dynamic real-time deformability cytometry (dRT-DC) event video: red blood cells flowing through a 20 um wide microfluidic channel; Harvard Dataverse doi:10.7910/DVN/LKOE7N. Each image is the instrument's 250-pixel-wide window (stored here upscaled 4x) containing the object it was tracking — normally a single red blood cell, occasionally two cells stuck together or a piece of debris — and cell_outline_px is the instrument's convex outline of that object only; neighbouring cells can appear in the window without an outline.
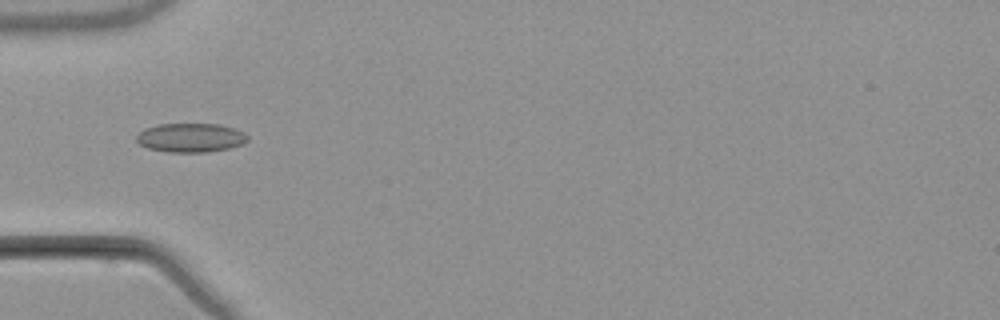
{"species": "common noctule bat (a hibernating species)", "species_latin": "Nyctalus noctula", "temperature_condition": "warm", "stored_images_in_passage": 7, "camera_frame_rate_fps": 3000, "um_per_image_px": 0.085, "animal": {"sex": "male", "body_mass_g": 21.5, "forearm_length_mm": 52.0}, "frame": {"image": 1, "passage_image": 5, "time_ms": 5.0, "image_size_px": [1000, 320], "cell_outline_px": [[248, 140], [240, 144], [228, 148], [204, 152], [168, 152], [148, 148], [140, 144], [136, 140], [136, 136], [144, 128], [160, 124], [220, 124], [244, 132], [248, 136]], "centroid_in_image_um": [16.18, 11.7], "position_along_channel_um": 68.8, "area_um2": 18.61}}
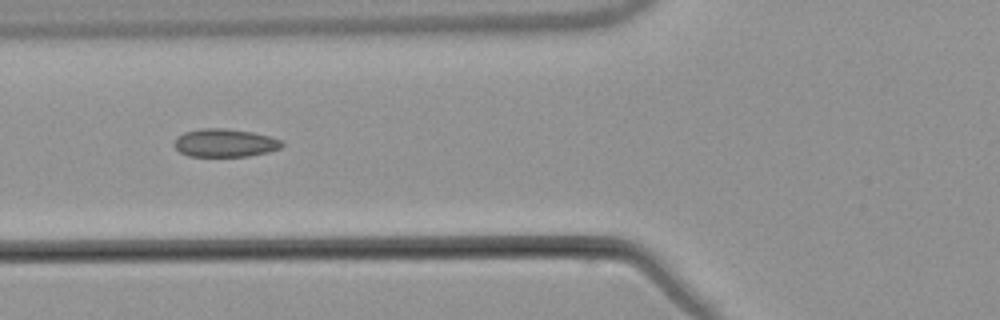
{"frame": {"image": 2, "passage_image": 6, "time_ms": 6.0, "image_size_px": [1000, 320], "cell_outline_px": [[284, 144], [280, 148], [268, 152], [248, 156], [188, 156], [180, 152], [172, 144], [176, 136], [184, 132], [200, 128], [228, 128], [252, 132], [284, 140]], "centroid_in_image_um": [19.1, 12.14], "position_along_channel_um": 106.7, "area_um2": 17.86}}
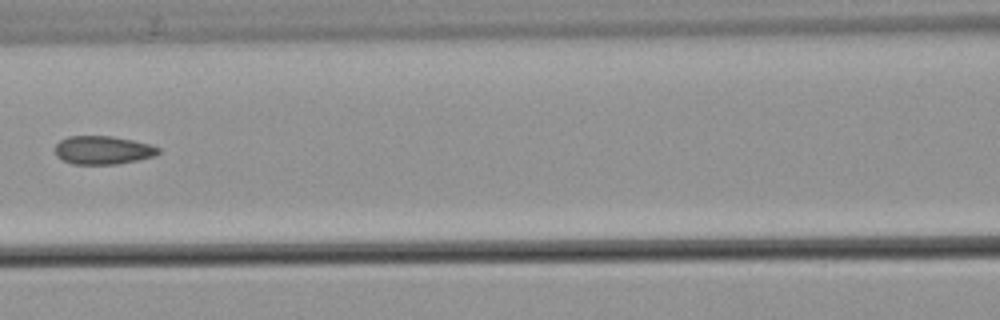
{"frame": {"image": 3, "passage_image": 7, "time_ms": 7.333, "image_size_px": [1000, 320], "cell_outline_px": [[160, 152], [156, 156], [116, 164], [72, 164], [56, 156], [56, 144], [60, 140], [68, 136], [112, 136], [132, 140], [148, 144], [160, 148]], "centroid_in_image_um": [8.74, 12.76], "position_along_channel_um": 157.9, "area_um2": 16.99}}